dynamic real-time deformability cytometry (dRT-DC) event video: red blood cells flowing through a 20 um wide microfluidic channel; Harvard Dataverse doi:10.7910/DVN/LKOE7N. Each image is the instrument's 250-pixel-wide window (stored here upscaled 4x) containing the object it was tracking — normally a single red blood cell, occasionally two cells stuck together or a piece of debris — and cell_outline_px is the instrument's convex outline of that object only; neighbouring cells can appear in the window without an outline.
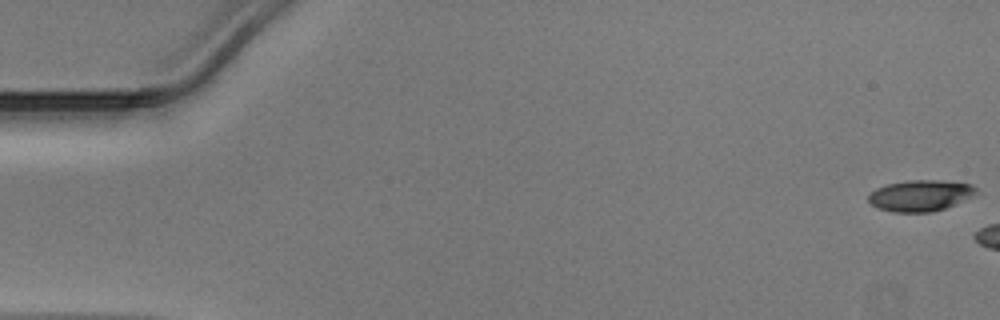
{"species": "Egyptian fruit bat (a non-hibernating species)", "species_latin": "Rousettus aegyptiacus", "temperature_condition": "warm", "stored_images_in_passage": 6, "camera_frame_rate_fps": 3000, "um_per_image_px": 0.085, "animal": {"sex": "male"}, "frame": {"image": 1, "passage_image": 1, "time_ms": 0.0, "image_size_px": [1000, 320], "cell_outline_px": [[980, 192], [956, 204], [932, 212], [892, 212], [880, 208], [872, 204], [868, 200], [868, 196], [876, 188], [888, 184], [908, 180], [940, 180], [972, 184]], "centroid_in_image_um": [78.27, 16.62], "position_along_channel_um": 6.7, "area_um2": 19.54}}